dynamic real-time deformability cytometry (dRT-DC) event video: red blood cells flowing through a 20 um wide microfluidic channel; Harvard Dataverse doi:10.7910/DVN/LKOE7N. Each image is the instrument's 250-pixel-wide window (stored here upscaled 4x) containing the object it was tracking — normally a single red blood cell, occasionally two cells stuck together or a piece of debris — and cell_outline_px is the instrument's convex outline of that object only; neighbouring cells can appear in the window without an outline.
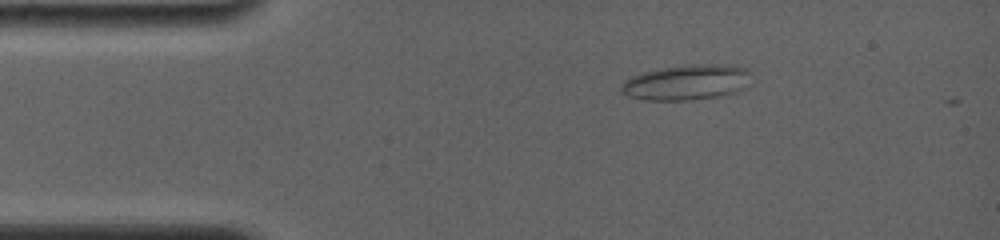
{"species": "common noctule bat (a hibernating species)", "species_latin": "Nyctalus noctula", "temperature_condition": "room temperature", "stored_images_in_passage": 6, "camera_frame_rate_fps": 4000, "um_per_image_px": 0.085, "animal": {"sex": "female", "body_mass_g": 19.0, "forearm_length_mm": 56.7}, "frame": {"image": 1, "passage_image": 1, "time_ms": 0.0, "image_size_px": [1000, 240], "cell_outline_px": [[748, 72], [744, 88], [736, 92], [716, 96], [688, 100], [644, 100], [628, 96], [620, 88], [620, 84], [624, 80], [632, 76], [644, 72], [664, 68], [704, 64], [732, 64], [748, 68]], "centroid_in_image_um": [58.33, 7.0], "position_along_channel_um": 26.7, "area_um2": 26.3}}